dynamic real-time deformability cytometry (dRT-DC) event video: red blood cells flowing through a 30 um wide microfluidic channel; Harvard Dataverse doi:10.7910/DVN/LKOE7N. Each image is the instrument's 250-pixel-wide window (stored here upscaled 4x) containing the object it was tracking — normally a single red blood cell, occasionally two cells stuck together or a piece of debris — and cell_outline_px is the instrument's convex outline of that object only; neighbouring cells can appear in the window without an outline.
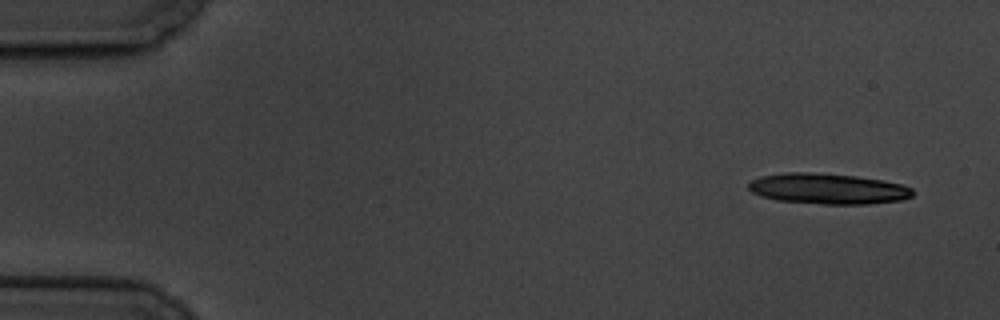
{"species": "common noctule bat (a hibernating species)", "species_latin": "Nyctalus noctula", "temperature_condition": "cold", "stored_images_in_passage": 5, "camera_frame_rate_fps": 3000, "um_per_image_px": 0.085, "animal": {"sex": "male", "body_mass_g": 19.5, "forearm_length_mm": 54.6}, "frame": {"image": 1, "passage_image": 1, "time_ms": 0.0, "image_size_px": [1000, 320], "cell_outline_px": [[916, 192], [912, 196], [900, 200], [868, 204], [824, 204], [776, 200], [760, 196], [752, 192], [748, 188], [748, 184], [752, 180], [760, 176], [784, 172], [812, 172], [856, 176], [884, 180], [904, 184], [912, 188]], "centroid_in_image_um": [70.39, 16.03], "position_along_channel_um": 14.6, "area_um2": 29.59}}